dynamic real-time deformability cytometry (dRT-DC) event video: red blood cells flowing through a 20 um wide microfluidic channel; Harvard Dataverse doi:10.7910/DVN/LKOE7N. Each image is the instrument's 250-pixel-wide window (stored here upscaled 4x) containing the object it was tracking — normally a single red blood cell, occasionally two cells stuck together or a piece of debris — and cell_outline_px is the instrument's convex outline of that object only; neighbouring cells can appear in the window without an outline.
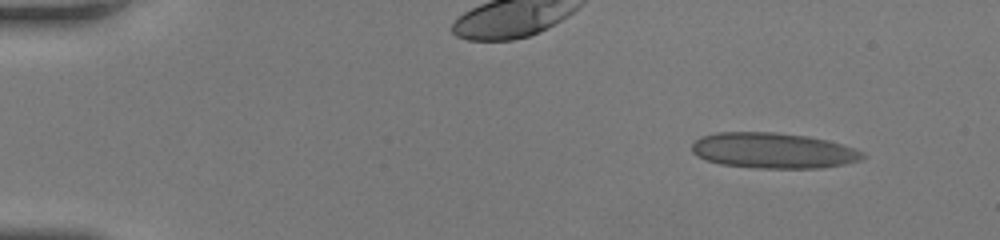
{"species": "human", "species_latin": "Homo sapiens", "temperature_condition": "room temperature", "stored_images_in_passage": 45, "camera_frame_rate_fps": 3000, "um_per_image_px": 0.085, "donor": {"sex": "female"}, "frame": {"image": 1, "passage_image": 1, "time_ms": 0.0, "image_size_px": [1000, 240], "cell_outline_px": [[868, 156], [860, 160], [844, 164], [820, 168], [756, 168], [720, 164], [696, 156], [692, 152], [692, 144], [700, 136], [716, 132], [776, 132], [808, 136], [828, 140], [864, 152]], "centroid_in_image_um": [65.71, 12.79], "position_along_channel_um": 19.3, "area_um2": 35.55}}
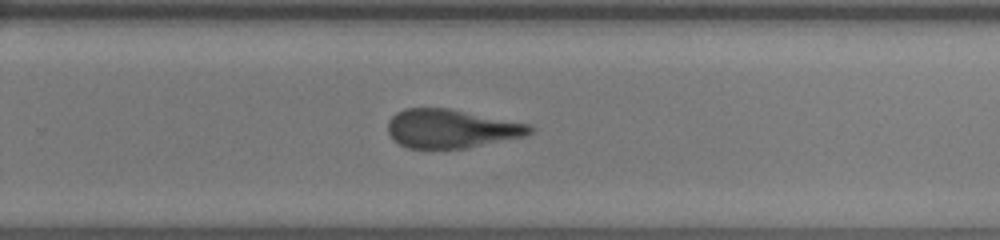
{"frame": {"image": 2, "passage_image": 29, "time_ms": 9.333, "image_size_px": [1000, 240], "cell_outline_px": [[536, 128], [528, 136], [468, 148], [408, 148], [392, 140], [388, 132], [388, 120], [396, 112], [404, 108], [448, 108], [528, 124]], "centroid_in_image_um": [38.36, 10.94], "position_along_channel_um": 291.4, "area_um2": 32.19}}
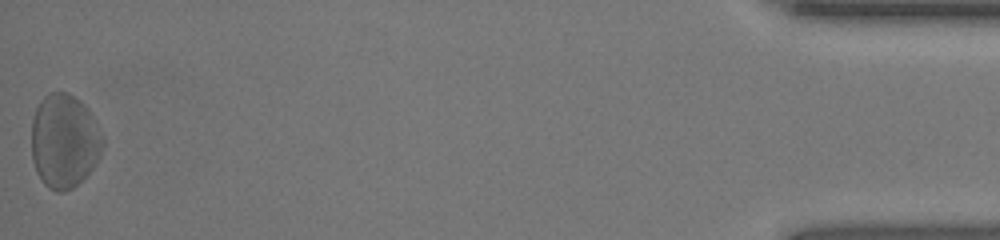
{"frame": {"image": 3, "passage_image": 45, "time_ms": 14.667, "image_size_px": [1000, 240], "cell_outline_px": [[104, 144], [100, 156], [96, 164], [72, 188], [64, 192], [56, 192], [48, 188], [44, 184], [36, 172], [32, 160], [32, 120], [36, 108], [40, 100], [48, 92], [68, 92], [80, 100], [88, 108], [104, 140]], "centroid_in_image_um": [5.45, 11.98], "position_along_channel_um": 429.7, "area_um2": 39.19}, "authors_computed_cell_mechanics": {"area_um2": 33.9286, "velocity_mm_per_s": 4.2688, "shape_relaxation_time_tau1_ms": 9.6368, "shape_relaxation_time_tau2_ms": 1.2203, "deformation_change_tau1": 0.273, "deformation_change_tau2": 0.0843}}